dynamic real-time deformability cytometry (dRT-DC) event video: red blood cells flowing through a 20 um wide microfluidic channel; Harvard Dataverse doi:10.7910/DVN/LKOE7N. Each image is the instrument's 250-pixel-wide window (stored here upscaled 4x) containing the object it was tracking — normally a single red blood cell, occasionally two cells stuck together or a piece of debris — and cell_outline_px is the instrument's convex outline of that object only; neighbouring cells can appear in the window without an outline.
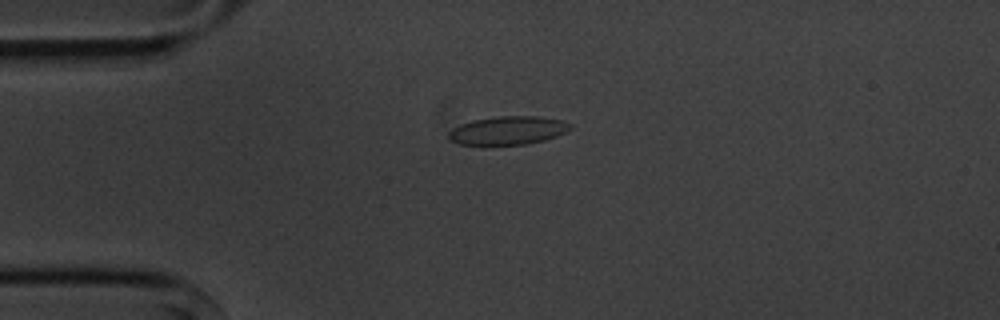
{"species": "common noctule bat (a hibernating species)", "species_latin": "Nyctalus noctula", "temperature_condition": "cold", "stored_images_in_passage": 3, "camera_frame_rate_fps": 3000, "um_per_image_px": 0.085, "animal": {"sex": "male", "body_mass_g": 20.1, "forearm_length_mm": 53.5}, "frame": {"image": 1, "passage_image": 3, "time_ms": 2.333, "image_size_px": [1000, 320], "cell_outline_px": [[572, 128], [556, 136], [544, 140], [524, 144], [456, 144], [448, 140], [448, 132], [452, 128], [460, 124], [472, 120], [500, 116], [536, 116], [564, 120], [572, 124]], "centroid_in_image_um": [43.15, 11.08], "position_along_channel_um": 41.8, "area_um2": 20.11}}